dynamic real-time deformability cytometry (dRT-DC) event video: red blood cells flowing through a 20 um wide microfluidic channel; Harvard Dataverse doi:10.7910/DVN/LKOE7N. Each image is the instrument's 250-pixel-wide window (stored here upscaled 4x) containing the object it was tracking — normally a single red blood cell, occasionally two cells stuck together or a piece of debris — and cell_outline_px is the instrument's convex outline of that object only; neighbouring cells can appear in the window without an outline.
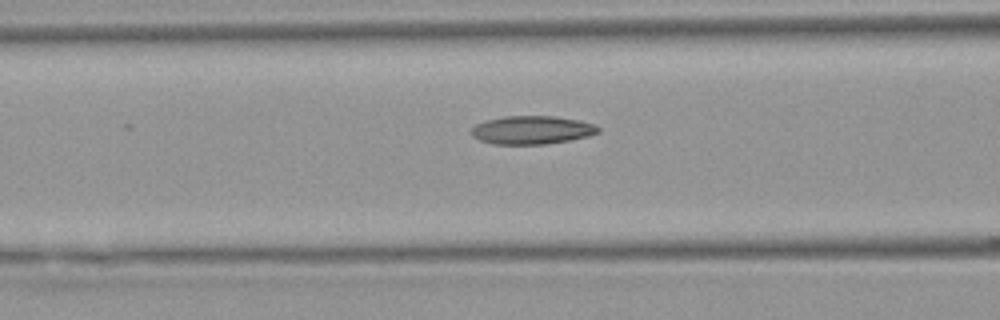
{"species": "Egyptian fruit bat (a non-hibernating species)", "species_latin": "Rousettus aegyptiacus", "temperature_condition": "warm", "stored_images_in_passage": 13, "camera_frame_rate_fps": 3000, "um_per_image_px": 0.085, "animal": {"sex": "female"}, "frame": {"image": 1, "passage_image": 12, "time_ms": 3.667, "image_size_px": [1000, 320], "cell_outline_px": [[600, 132], [588, 136], [568, 140], [544, 144], [492, 144], [480, 140], [472, 136], [472, 128], [476, 124], [488, 120], [504, 116], [556, 116], [580, 120], [596, 124], [600, 128]], "centroid_in_image_um": [45.25, 11.04], "position_along_channel_um": 121.4, "area_um2": 20.92}}